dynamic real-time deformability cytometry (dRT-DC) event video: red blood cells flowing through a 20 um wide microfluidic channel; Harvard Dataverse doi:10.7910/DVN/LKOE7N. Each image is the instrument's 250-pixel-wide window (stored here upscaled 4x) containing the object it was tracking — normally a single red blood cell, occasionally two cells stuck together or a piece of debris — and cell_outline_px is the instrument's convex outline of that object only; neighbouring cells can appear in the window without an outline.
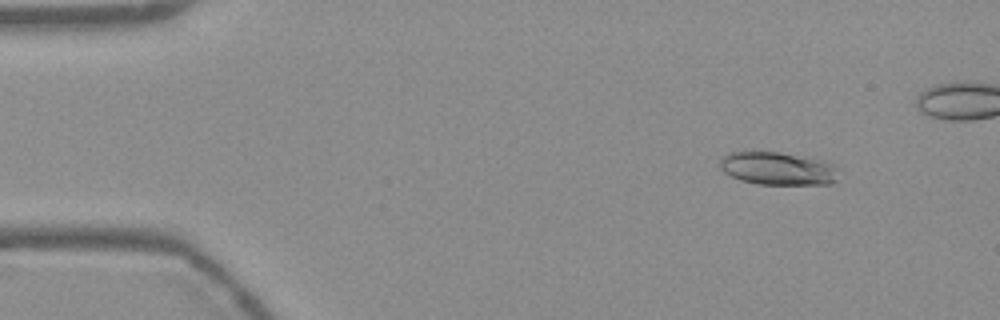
{"species": "Egyptian fruit bat (a non-hibernating species)", "species_latin": "Rousettus aegyptiacus", "temperature_condition": "warm", "stored_images_in_passage": 44, "camera_frame_rate_fps": 3000, "um_per_image_px": 0.085, "frame": {"image": 1, "passage_image": 2, "time_ms": 0.333, "image_size_px": [1000, 320], "cell_outline_px": [[836, 180], [828, 184], [756, 184], [740, 180], [724, 172], [720, 168], [720, 160], [728, 152], [744, 148], [780, 152], [808, 156], [824, 160], [832, 164]], "centroid_in_image_um": [66.0, 14.26], "position_along_channel_um": 19.0, "area_um2": 23.41}}
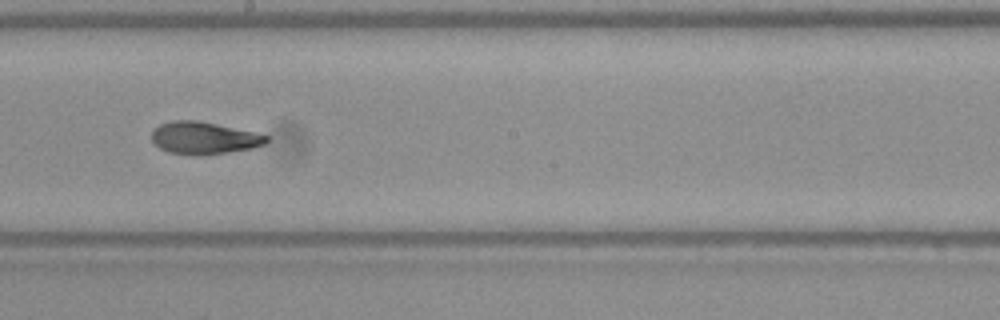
{"frame": {"image": 2, "passage_image": 26, "time_ms": 8.333, "image_size_px": [1000, 320], "cell_outline_px": [[268, 140], [264, 144], [252, 148], [200, 156], [196, 156], [168, 152], [160, 148], [152, 140], [152, 128], [160, 124], [172, 120], [196, 120], [256, 132], [268, 136]], "centroid_in_image_um": [17.3, 11.73], "position_along_channel_um": 230.9, "area_um2": 21.62}}
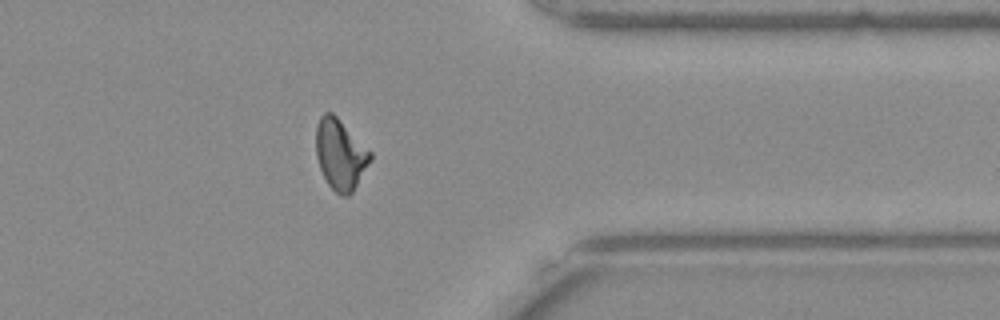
{"frame": {"image": 3, "passage_image": 39, "time_ms": 12.667, "image_size_px": [1000, 320], "cell_outline_px": [[372, 160], [352, 192], [348, 196], [340, 196], [328, 184], [320, 168], [316, 156], [316, 124], [320, 116], [324, 112], [332, 112], [372, 152]], "centroid_in_image_um": [28.93, 13.12], "position_along_channel_um": 382.5, "area_um2": 22.31}, "authors_computed_cell_mechanics": {"area_um2": 21.9062, "velocity_mm_per_s": 3.7757, "shape_relaxation_time_tau1_ms": 4.8574, "shape_relaxation_time_tau2_ms": 2.0121, "deformation_change_tau1": 0.1765, "deformation_change_tau2": 0.0813}}